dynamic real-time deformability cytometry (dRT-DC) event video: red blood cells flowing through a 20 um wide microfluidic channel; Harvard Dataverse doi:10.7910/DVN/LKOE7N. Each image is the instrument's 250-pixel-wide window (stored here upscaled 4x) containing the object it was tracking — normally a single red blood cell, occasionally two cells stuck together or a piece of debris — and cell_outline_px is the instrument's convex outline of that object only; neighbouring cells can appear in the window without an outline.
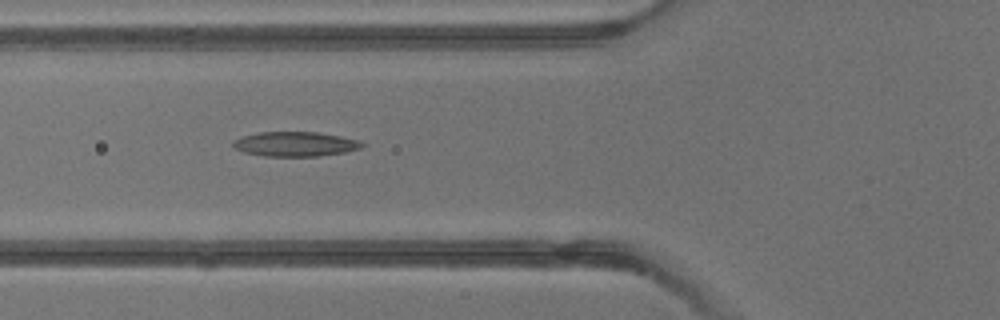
{"species": "common noctule bat (a hibernating species)", "species_latin": "Nyctalus noctula", "temperature_condition": "warm", "stored_images_in_passage": 3, "camera_frame_rate_fps": 3000, "um_per_image_px": 0.085, "animal": {"sex": "male", "body_mass_g": 13.3}, "frame": {"image": 1, "passage_image": 2, "time_ms": 2.333, "image_size_px": [1000, 320], "cell_outline_px": [[364, 144], [360, 148], [344, 152], [320, 156], [264, 156], [244, 152], [232, 148], [232, 140], [244, 136], [260, 132], [320, 132], [360, 140]], "centroid_in_image_um": [25.07, 12.24], "position_along_channel_um": 100.7, "area_um2": 18.55}}
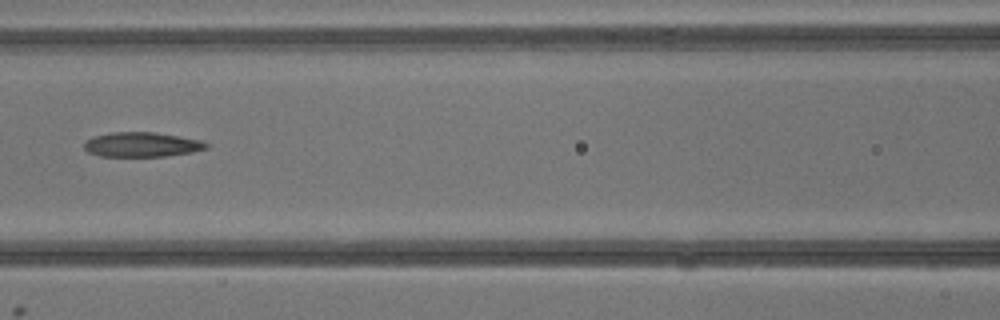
{"frame": {"image": 2, "passage_image": 3, "time_ms": 3.333, "image_size_px": [1000, 320], "cell_outline_px": [[208, 148], [192, 152], [164, 156], [100, 156], [88, 152], [84, 148], [84, 144], [92, 136], [112, 132], [156, 132], [200, 140], [208, 144]], "centroid_in_image_um": [12.04, 12.28], "position_along_channel_um": 154.6, "area_um2": 17.46}}